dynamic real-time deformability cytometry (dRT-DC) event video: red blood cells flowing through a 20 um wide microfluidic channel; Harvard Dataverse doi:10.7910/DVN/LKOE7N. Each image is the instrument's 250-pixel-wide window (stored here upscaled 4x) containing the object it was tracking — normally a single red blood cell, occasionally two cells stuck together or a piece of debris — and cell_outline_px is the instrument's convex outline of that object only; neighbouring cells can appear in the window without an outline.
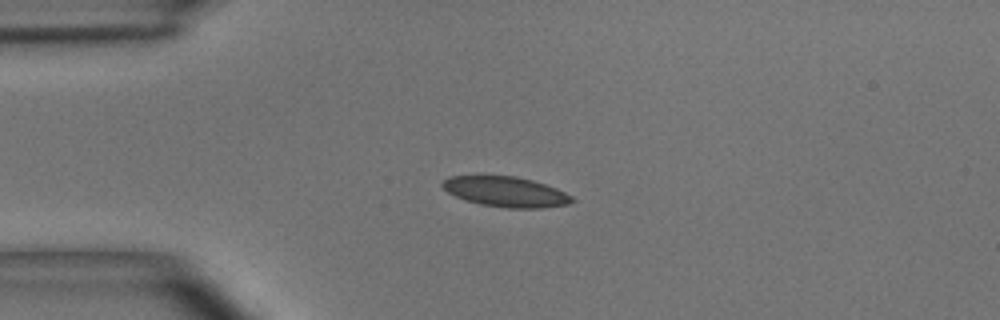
{"species": "common noctule bat (a hibernating species)", "species_latin": "Nyctalus noctula", "temperature_condition": "room temperature", "stored_images_in_passage": 31, "camera_frame_rate_fps": 3000, "um_per_image_px": 0.085, "animal": {"sex": "male", "body_mass_g": 15.6}, "frame": {"image": 1, "passage_image": 1, "time_ms": 0.0, "image_size_px": [1000, 320], "cell_outline_px": [[576, 200], [568, 204], [540, 208], [508, 208], [480, 204], [464, 200], [448, 192], [440, 184], [448, 176], [480, 172], [516, 176], [532, 180], [556, 188], [572, 196]], "centroid_in_image_um": [42.9, 16.24], "position_along_channel_um": 42.1, "area_um2": 23.7}}
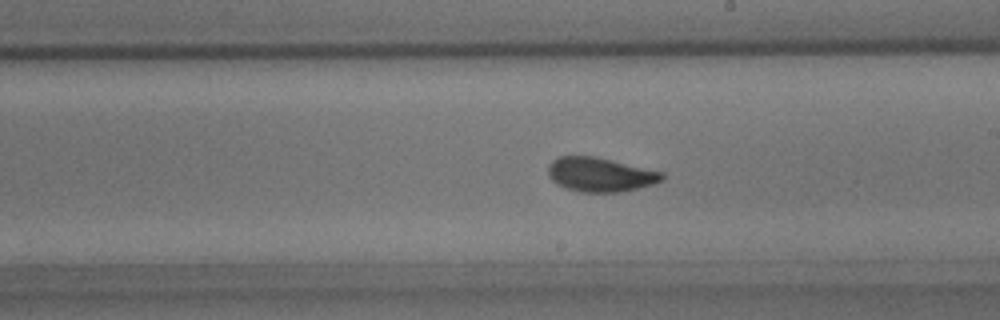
{"frame": {"image": 2, "passage_image": 19, "time_ms": 6.0, "image_size_px": [1000, 320], "cell_outline_px": [[664, 180], [656, 184], [620, 192], [580, 192], [556, 184], [548, 176], [548, 164], [552, 160], [560, 156], [596, 156], [664, 172]], "centroid_in_image_um": [51.04, 14.83], "position_along_channel_um": 238.0, "area_um2": 22.95}}
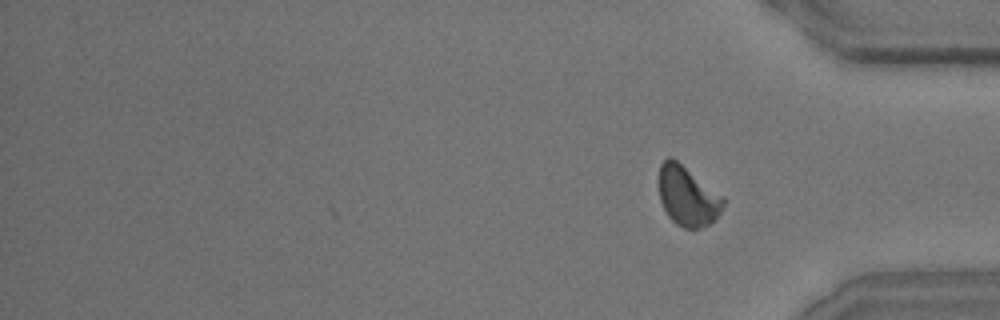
{"frame": {"image": 3, "passage_image": 31, "time_ms": 10.0, "image_size_px": [1000, 320], "cell_outline_px": [[724, 208], [716, 220], [700, 228], [684, 228], [676, 224], [668, 216], [660, 200], [660, 164], [668, 156], [672, 156], [724, 196]], "centroid_in_image_um": [58.48, 16.66], "position_along_channel_um": 376.7, "area_um2": 22.54}, "authors_computed_cell_mechanics": {"area_um2": 22.7732, "velocity_mm_per_s": 3.6126, "shape_relaxation_time_tau1_ms": 3.6002, "shape_relaxation_time_tau2_ms": 1.0049, "deformation_change_tau1": 0.1245, "deformation_change_tau2": 0.054}}